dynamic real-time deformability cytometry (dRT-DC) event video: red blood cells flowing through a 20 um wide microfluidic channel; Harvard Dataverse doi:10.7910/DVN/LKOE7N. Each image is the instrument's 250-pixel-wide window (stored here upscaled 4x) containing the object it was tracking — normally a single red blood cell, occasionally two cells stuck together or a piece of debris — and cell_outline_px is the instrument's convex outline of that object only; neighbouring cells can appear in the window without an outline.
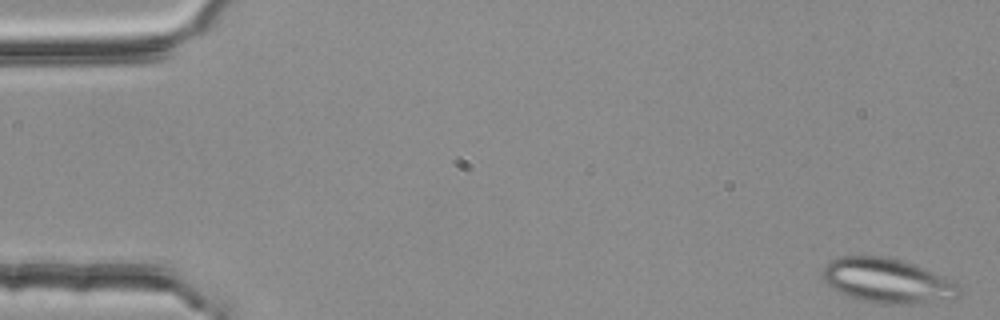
{"species": "common noctule bat (a hibernating species)", "species_latin": "Nyctalus noctula", "temperature_condition": "room temperature", "stored_images_in_passage": 5, "camera_frame_rate_fps": 3000, "um_per_image_px": 0.085, "animal": {"sex": "female", "body_mass_g": 25.1}, "frame": {"image": 1, "passage_image": 1, "time_ms": 0.0, "image_size_px": [1000, 320], "cell_outline_px": [[960, 284], [956, 296], [952, 300], [936, 304], [880, 304], [860, 300], [848, 296], [832, 288], [824, 280], [824, 264], [840, 256], [884, 256], [900, 260], [948, 276]], "centroid_in_image_um": [75.51, 23.89], "position_along_channel_um": 9.5, "area_um2": 36.07}}